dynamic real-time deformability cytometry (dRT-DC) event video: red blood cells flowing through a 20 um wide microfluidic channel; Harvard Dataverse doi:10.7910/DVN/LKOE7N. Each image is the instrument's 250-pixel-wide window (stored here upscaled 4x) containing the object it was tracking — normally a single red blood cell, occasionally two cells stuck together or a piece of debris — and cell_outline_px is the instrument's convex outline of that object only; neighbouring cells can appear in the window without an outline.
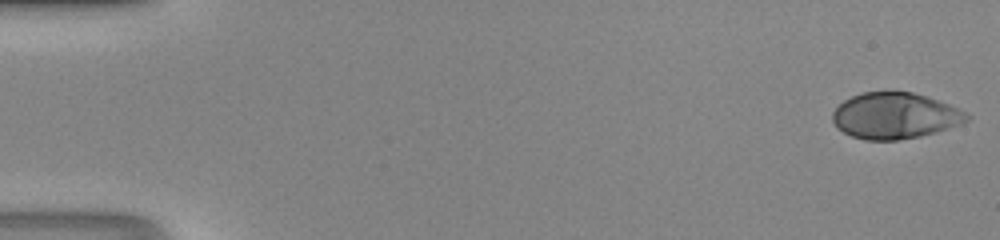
{"species": "human", "species_latin": "Homo sapiens", "temperature_condition": "room temperature", "stored_images_in_passage": 48, "camera_frame_rate_fps": 3000, "um_per_image_px": 0.085, "donor": {"sex": "male"}, "frame": {"image": 1, "passage_image": 1, "time_ms": 0.0, "image_size_px": [1000, 240], "cell_outline_px": [[972, 116], [968, 120], [960, 124], [936, 132], [920, 136], [896, 140], [864, 140], [852, 136], [836, 128], [832, 120], [832, 112], [844, 100], [860, 92], [912, 92], [948, 104]], "centroid_in_image_um": [76.03, 9.85], "position_along_channel_um": 9.0, "area_um2": 35.84}}
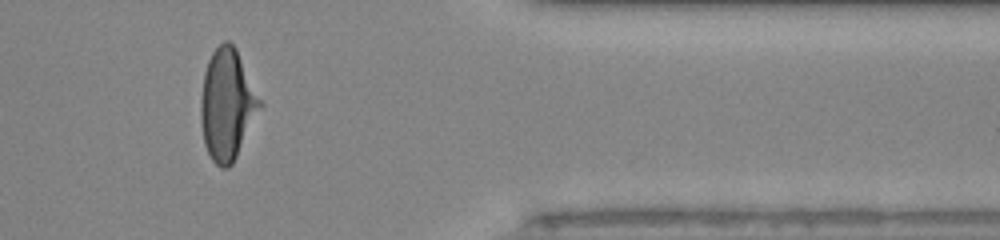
{"frame": {"image": 2, "passage_image": 40, "time_ms": 13.0, "image_size_px": [1000, 240], "cell_outline_px": [[264, 104], [232, 164], [228, 168], [220, 168], [212, 160], [204, 144], [200, 120], [200, 100], [204, 72], [208, 60], [212, 52], [224, 40], [228, 40], [236, 48]], "centroid_in_image_um": [19.31, 8.89], "position_along_channel_um": 392.1, "area_um2": 38.49}}
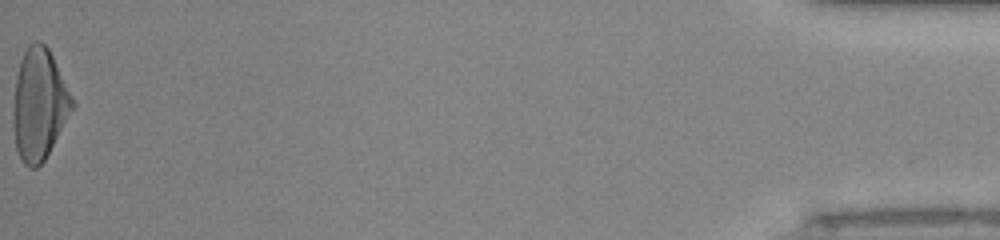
{"frame": {"image": 3, "passage_image": 48, "time_ms": 15.667, "image_size_px": [1000, 240], "cell_outline_px": [[76, 104], [44, 160], [36, 168], [28, 168], [20, 160], [16, 148], [12, 116], [12, 112], [16, 76], [20, 60], [28, 44], [36, 40], [40, 40], [48, 48]], "centroid_in_image_um": [3.31, 8.87], "position_along_channel_um": 431.9, "area_um2": 38.26}}